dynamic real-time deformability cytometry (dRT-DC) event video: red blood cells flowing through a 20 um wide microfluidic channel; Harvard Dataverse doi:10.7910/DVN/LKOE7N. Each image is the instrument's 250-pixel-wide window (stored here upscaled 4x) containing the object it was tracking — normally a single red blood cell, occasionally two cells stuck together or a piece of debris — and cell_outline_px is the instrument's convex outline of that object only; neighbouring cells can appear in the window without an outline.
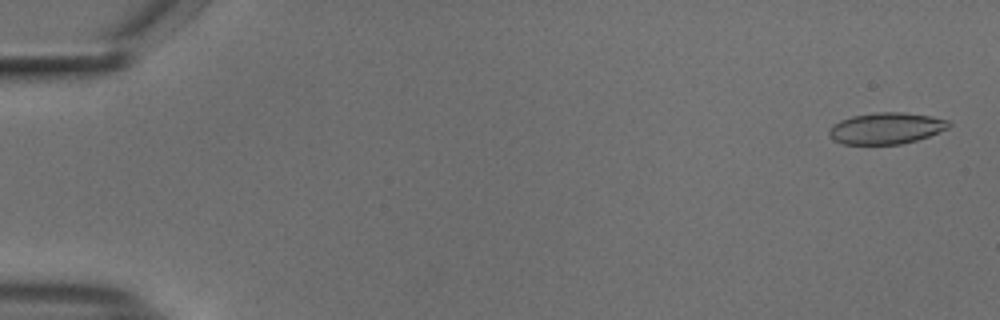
{"species": "common noctule bat (a hibernating species)", "species_latin": "Nyctalus noctula", "temperature_condition": "cold", "stored_images_in_passage": 54, "camera_frame_rate_fps": 3000, "um_per_image_px": 0.085, "animal": {"sex": "male", "body_mass_g": 18.8}, "frame": {"image": 1, "passage_image": 2, "time_ms": 0.333, "image_size_px": [1000, 320], "cell_outline_px": [[952, 124], [948, 128], [928, 136], [916, 140], [900, 144], [844, 144], [832, 140], [828, 136], [828, 132], [832, 124], [840, 120], [852, 116], [876, 112], [904, 112], [932, 116], [948, 120]], "centroid_in_image_um": [75.3, 10.9], "position_along_channel_um": 9.7, "area_um2": 22.02}}
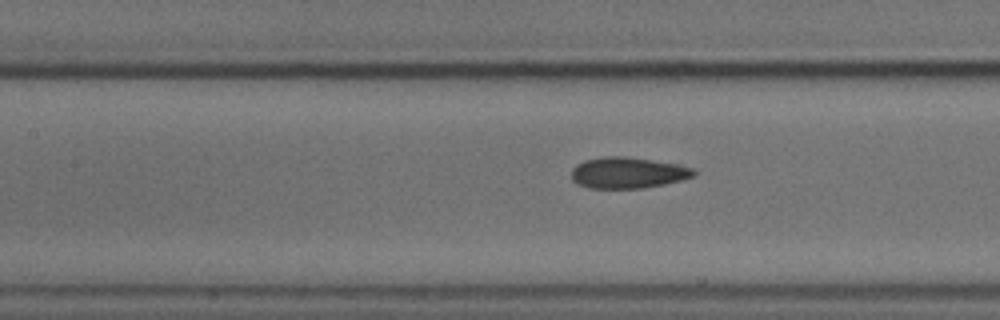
{"frame": {"image": 2, "passage_image": 25, "time_ms": 8.0, "image_size_px": [1000, 320], "cell_outline_px": [[696, 176], [664, 184], [644, 188], [588, 188], [576, 184], [572, 180], [572, 168], [576, 164], [584, 160], [604, 156], [624, 156], [676, 164], [692, 168], [696, 172]], "centroid_in_image_um": [53.32, 14.69], "position_along_channel_um": 154.1, "area_um2": 22.2}}
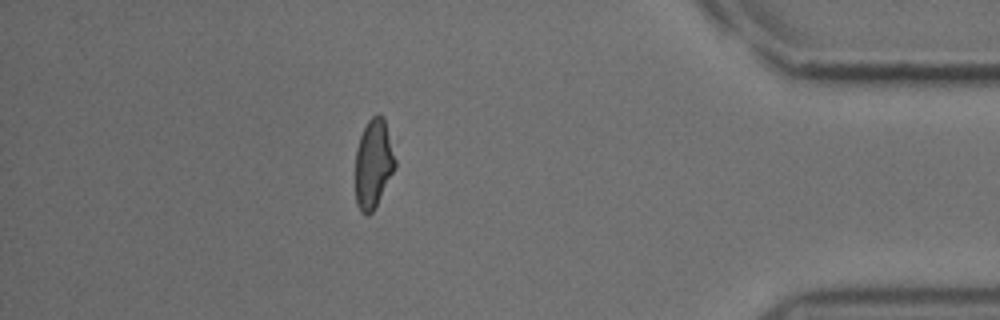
{"frame": {"image": 3, "passage_image": 48, "time_ms": 15.667, "image_size_px": [1000, 320], "cell_outline_px": [[396, 164], [372, 212], [368, 216], [364, 216], [360, 212], [356, 204], [356, 148], [360, 136], [368, 120], [376, 112], [384, 116], [396, 160]], "centroid_in_image_um": [31.72, 13.88], "position_along_channel_um": 403.5, "area_um2": 20.46}, "authors_computed_cell_mechanics": {"area_um2": 23.1489, "velocity_mm_per_s": 3.7353, "shape_relaxation_time_tau1_ms": 4.5512, "shape_relaxation_time_tau2_ms": 1.6542, "deformation_change_tau1": 0.0839, "deformation_change_tau2": 0.0636}}